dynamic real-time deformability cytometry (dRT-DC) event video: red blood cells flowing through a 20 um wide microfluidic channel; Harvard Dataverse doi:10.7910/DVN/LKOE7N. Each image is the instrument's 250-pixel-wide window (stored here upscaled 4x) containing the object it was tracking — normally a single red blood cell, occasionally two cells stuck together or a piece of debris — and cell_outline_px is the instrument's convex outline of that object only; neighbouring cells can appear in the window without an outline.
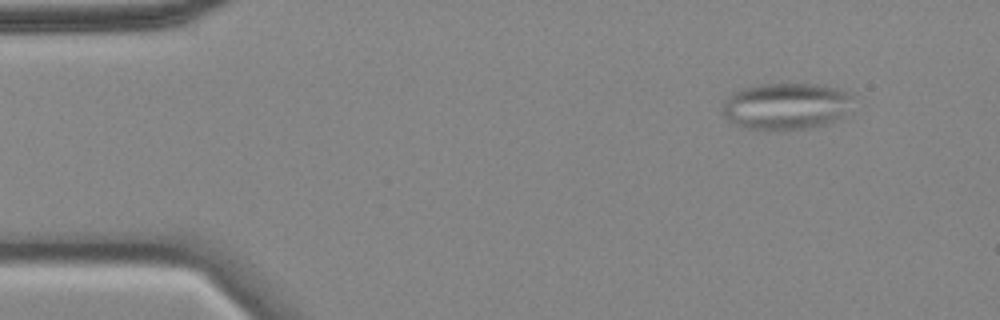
{"species": "common noctule bat (a hibernating species)", "species_latin": "Nyctalus noctula", "temperature_condition": "cold", "stored_images_in_passage": 57, "camera_frame_rate_fps": 3000, "um_per_image_px": 0.085, "animal": {"sex": "female", "body_mass_g": 18.4}, "frame": {"image": 1, "passage_image": 6, "time_ms": 1.667, "image_size_px": [1000, 320], "cell_outline_px": [[852, 96], [844, 116], [824, 124], [784, 132], [764, 132], [744, 128], [732, 124], [724, 116], [724, 100], [732, 92], [744, 88], [764, 84], [816, 84], [836, 88], [852, 92]], "centroid_in_image_um": [66.76, 9.06], "position_along_channel_um": 18.2, "area_um2": 36.01}}
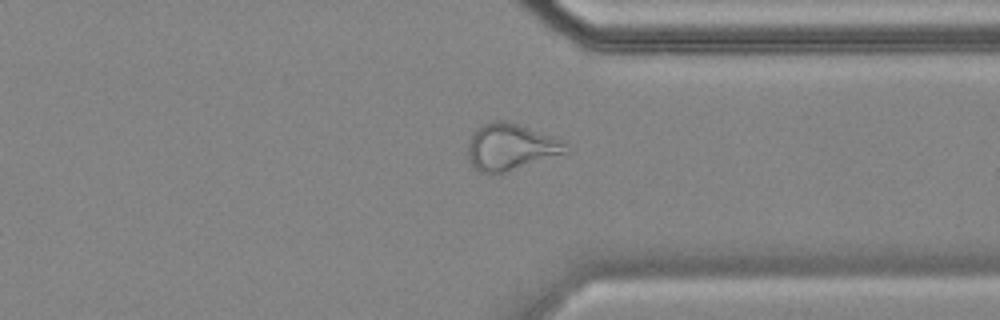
{"frame": {"image": 2, "passage_image": 43, "time_ms": 14.0, "image_size_px": [1000, 320], "cell_outline_px": [[568, 152], [500, 176], [488, 176], [472, 168], [468, 160], [468, 144], [476, 128], [492, 120], [504, 120], [520, 124], [568, 140]], "centroid_in_image_um": [43.44, 12.54], "position_along_channel_um": 368.0, "area_um2": 27.98}}
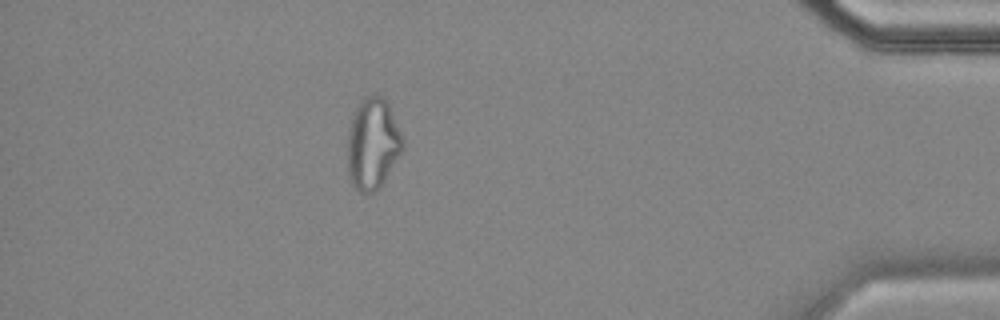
{"frame": {"image": 3, "passage_image": 50, "time_ms": 16.333, "image_size_px": [1000, 320], "cell_outline_px": [[404, 148], [384, 180], [372, 192], [360, 192], [352, 184], [348, 176], [348, 128], [352, 116], [360, 100], [364, 96], [376, 92], [384, 96], [388, 104], [404, 140]], "centroid_in_image_um": [31.67, 12.15], "position_along_channel_um": 403.5, "area_um2": 29.36}, "authors_computed_cell_mechanics": {"area_um2": 28.6688, "velocity_mm_per_s": 3.5273, "shape_relaxation_time_tau1_ms": null, "shape_relaxation_time_tau2_ms": 2.2903, "deformation_change_tau1": null, "deformation_change_tau2": 0.1016}}